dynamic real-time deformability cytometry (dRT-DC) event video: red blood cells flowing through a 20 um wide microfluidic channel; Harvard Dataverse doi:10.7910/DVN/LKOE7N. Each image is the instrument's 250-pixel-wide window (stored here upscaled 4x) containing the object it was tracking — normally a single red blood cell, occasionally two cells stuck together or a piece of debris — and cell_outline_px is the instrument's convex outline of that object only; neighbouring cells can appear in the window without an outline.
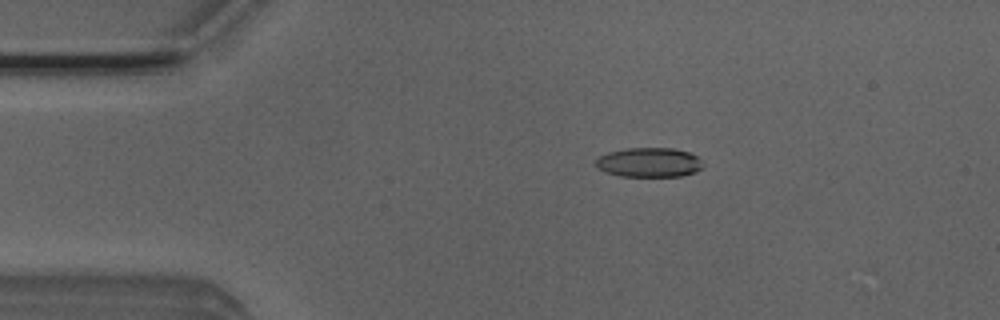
{"species": "Egyptian fruit bat (a non-hibernating species)", "species_latin": "Rousettus aegyptiacus", "temperature_condition": "room temperature", "stored_images_in_passage": 46, "camera_frame_rate_fps": 3000, "um_per_image_px": 0.085, "animal": {"sex": "male"}, "frame": {"image": 1, "passage_image": 5, "time_ms": 1.333, "image_size_px": [1000, 320], "cell_outline_px": [[704, 164], [696, 172], [680, 176], [620, 176], [604, 172], [596, 168], [596, 160], [600, 156], [608, 152], [628, 148], [672, 148], [688, 152], [696, 156]], "centroid_in_image_um": [55.15, 13.81], "position_along_channel_um": 29.9, "area_um2": 18.38}}
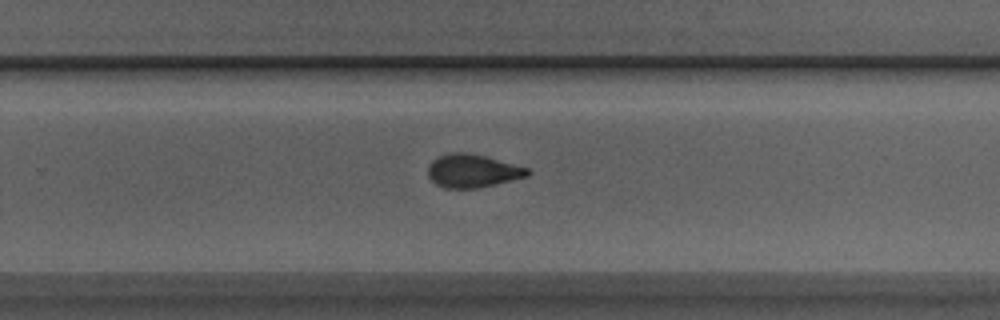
{"frame": {"image": 2, "passage_image": 28, "time_ms": 9.0, "image_size_px": [1000, 320], "cell_outline_px": [[532, 172], [528, 176], [480, 188], [448, 188], [436, 184], [428, 176], [428, 164], [436, 156], [448, 152], [464, 152], [484, 156], [528, 168]], "centroid_in_image_um": [40.14, 14.52], "position_along_channel_um": 289.7, "area_um2": 19.31}}
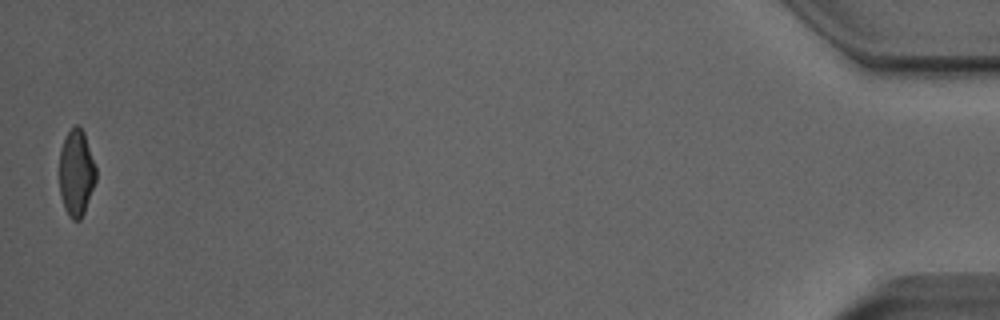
{"frame": {"image": 3, "passage_image": 46, "time_ms": 15.0, "image_size_px": [1000, 320], "cell_outline_px": [[96, 180], [84, 212], [80, 220], [72, 220], [68, 216], [64, 208], [60, 196], [60, 148], [68, 132], [76, 124], [84, 132], [96, 168]], "centroid_in_image_um": [6.48, 14.72], "position_along_channel_um": 428.7, "area_um2": 18.32}, "authors_computed_cell_mechanics": {"area_um2": 19.6231, "velocity_mm_per_s": 4.019, "shape_relaxation_time_tau1_ms": 6.1027, "shape_relaxation_time_tau2_ms": 3.2379, "deformation_change_tau1": 0.1933, "deformation_change_tau2": 0.0838}}